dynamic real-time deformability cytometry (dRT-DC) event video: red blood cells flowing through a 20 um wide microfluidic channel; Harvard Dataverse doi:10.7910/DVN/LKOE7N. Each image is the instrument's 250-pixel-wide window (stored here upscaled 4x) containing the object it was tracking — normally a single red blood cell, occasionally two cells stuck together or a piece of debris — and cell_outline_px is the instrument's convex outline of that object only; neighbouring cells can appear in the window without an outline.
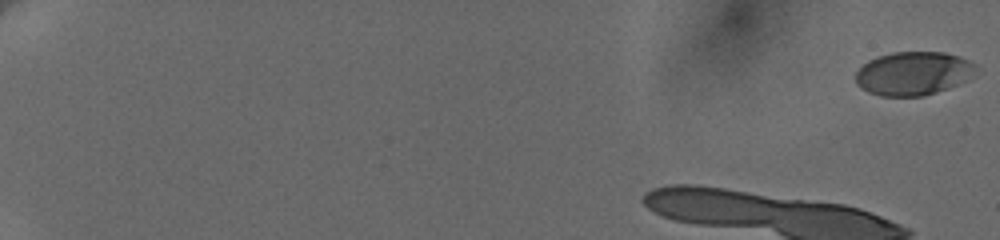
{"species": "human", "species_latin": "Homo sapiens", "temperature_condition": "cold", "stored_images_in_passage": 15, "camera_frame_rate_fps": 3000, "um_per_image_px": 0.085, "donor": {"sex": "female"}, "frame": {"image": 1, "passage_image": 1, "time_ms": 0.0, "image_size_px": [1000, 240], "cell_outline_px": [[976, 64], [972, 76], [968, 80], [936, 92], [924, 96], [880, 96], [868, 92], [860, 88], [856, 84], [856, 72], [868, 60], [892, 52], [944, 52], [960, 56]], "centroid_in_image_um": [77.62, 6.24], "position_along_channel_um": 7.4, "area_um2": 30.52}}